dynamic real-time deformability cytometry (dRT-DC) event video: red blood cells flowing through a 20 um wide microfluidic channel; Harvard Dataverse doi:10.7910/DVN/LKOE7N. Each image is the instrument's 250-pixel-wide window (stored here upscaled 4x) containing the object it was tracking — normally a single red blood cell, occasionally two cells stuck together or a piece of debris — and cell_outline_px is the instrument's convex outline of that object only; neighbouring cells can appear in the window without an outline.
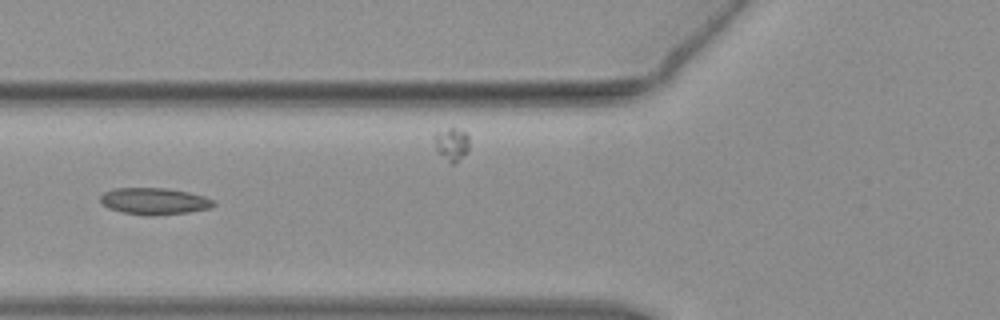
{"species": "common noctule bat (a hibernating species)", "species_latin": "Nyctalus noctula", "temperature_condition": "warm", "stored_images_in_passage": 13, "camera_frame_rate_fps": 3000, "um_per_image_px": 0.085, "animal": {"sex": "female", "body_mass_g": 19.3, "forearm_length_mm": 54.1}, "frame": {"image": 1, "passage_image": 8, "time_ms": 2.333, "image_size_px": [1000, 320], "cell_outline_px": [[216, 204], [212, 208], [188, 212], [152, 216], [144, 216], [124, 212], [108, 208], [100, 200], [100, 196], [104, 192], [116, 188], [164, 188], [188, 192], [204, 196], [212, 200]], "centroid_in_image_um": [13.12, 17.11], "position_along_channel_um": 112.7, "area_um2": 17.57}}
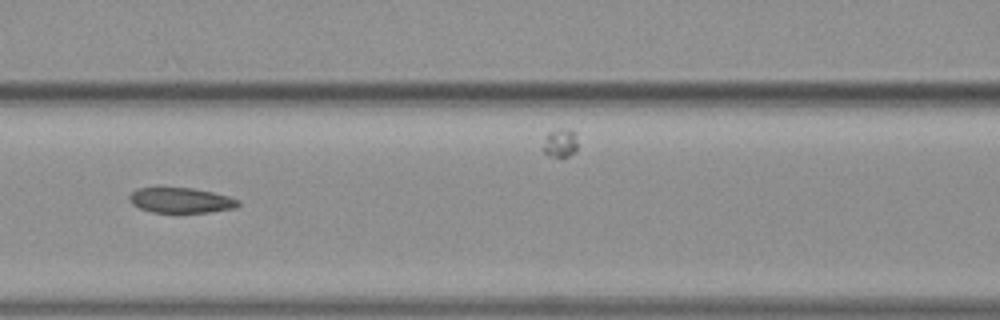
{"frame": {"image": 2, "passage_image": 11, "time_ms": 3.333, "image_size_px": [1000, 320], "cell_outline_px": [[240, 204], [236, 208], [208, 212], [152, 212], [140, 208], [132, 204], [128, 196], [136, 188], [192, 188], [212, 192], [228, 196], [240, 200]], "centroid_in_image_um": [15.39, 17.02], "position_along_channel_um": 151.2, "area_um2": 15.9}}